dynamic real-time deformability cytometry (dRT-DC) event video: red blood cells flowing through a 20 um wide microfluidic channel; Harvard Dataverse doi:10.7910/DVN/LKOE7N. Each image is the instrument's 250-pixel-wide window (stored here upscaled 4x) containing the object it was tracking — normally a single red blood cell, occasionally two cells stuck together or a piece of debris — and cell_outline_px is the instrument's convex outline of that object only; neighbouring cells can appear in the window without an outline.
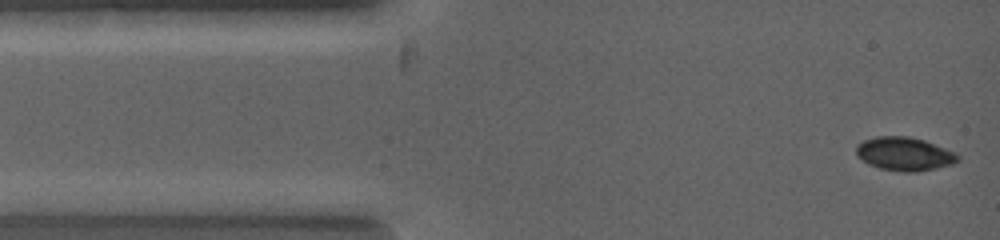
{"species": "common noctule bat (a hibernating species)", "species_latin": "Nyctalus noctula", "temperature_condition": "warm", "stored_images_in_passage": 2, "camera_frame_rate_fps": 5000, "um_per_image_px": 0.085, "animal": {"sex": "female", "body_mass_g": 19.0, "forearm_length_mm": 53.3}, "frame": {"image": 1, "passage_image": 2, "time_ms": 0.4, "image_size_px": [1000, 240], "cell_outline_px": [[960, 160], [952, 164], [936, 168], [916, 172], [904, 172], [880, 168], [868, 164], [856, 152], [856, 144], [864, 140], [876, 136], [908, 136], [924, 140], [956, 152], [960, 156]], "centroid_in_image_um": [76.91, 13.07], "position_along_channel_um": 8.1, "area_um2": 19.83}}